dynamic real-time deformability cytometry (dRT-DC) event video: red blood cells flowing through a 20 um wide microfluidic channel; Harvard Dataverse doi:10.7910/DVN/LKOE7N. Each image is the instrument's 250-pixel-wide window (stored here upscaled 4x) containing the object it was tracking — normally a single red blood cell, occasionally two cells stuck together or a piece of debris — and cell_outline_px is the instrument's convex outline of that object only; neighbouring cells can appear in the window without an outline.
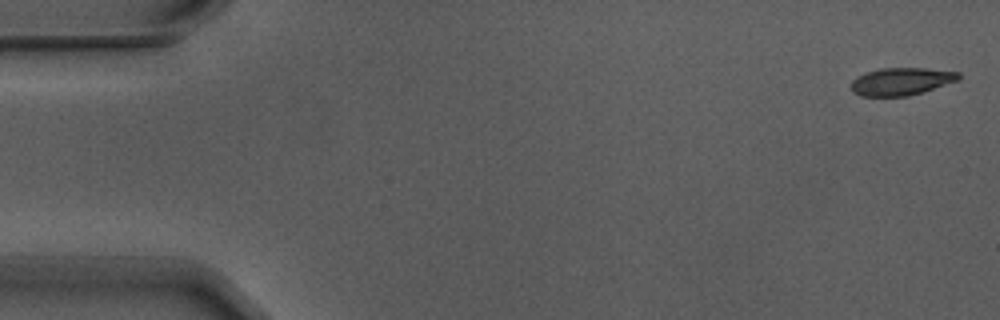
{"species": "Egyptian fruit bat (a non-hibernating species)", "species_latin": "Rousettus aegyptiacus", "temperature_condition": "warm", "stored_images_in_passage": 4, "camera_frame_rate_fps": 3000, "um_per_image_px": 0.085, "animal": {"sex": "male"}, "frame": {"image": 1, "passage_image": 1, "time_ms": 0.0, "image_size_px": [1000, 320], "cell_outline_px": [[960, 80], [908, 96], [860, 96], [852, 92], [852, 80], [856, 76], [880, 68], [924, 68], [960, 72]], "centroid_in_image_um": [76.61, 6.92], "position_along_channel_um": 8.4, "area_um2": 17.22}}